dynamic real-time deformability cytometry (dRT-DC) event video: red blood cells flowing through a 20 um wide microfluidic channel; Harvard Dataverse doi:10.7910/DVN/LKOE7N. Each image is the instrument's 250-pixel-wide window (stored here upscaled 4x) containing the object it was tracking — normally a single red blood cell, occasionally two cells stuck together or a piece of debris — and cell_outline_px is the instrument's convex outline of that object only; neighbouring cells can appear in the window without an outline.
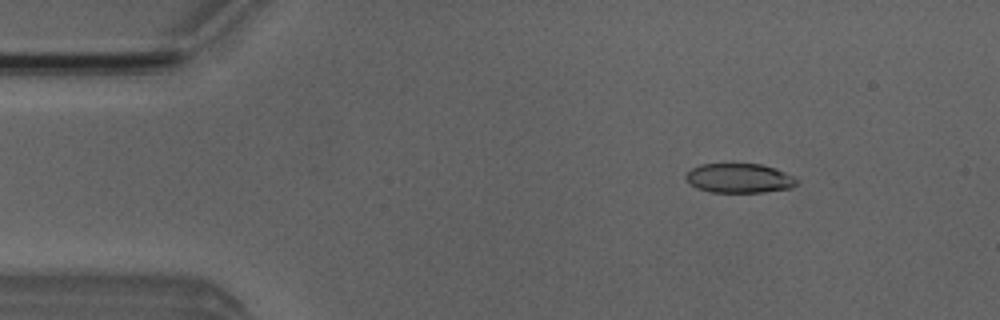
{"species": "Egyptian fruit bat (a non-hibernating species)", "species_latin": "Rousettus aegyptiacus", "temperature_condition": "room temperature", "stored_images_in_passage": 45, "camera_frame_rate_fps": 3000, "um_per_image_px": 0.085, "animal": {"sex": "male"}, "frame": {"image": 1, "passage_image": 6, "time_ms": 1.667, "image_size_px": [1000, 320], "cell_outline_px": [[800, 180], [792, 188], [764, 192], [712, 192], [696, 188], [684, 180], [684, 176], [692, 168], [700, 164], [732, 160], [760, 164], [776, 168]], "centroid_in_image_um": [62.79, 15.09], "position_along_channel_um": 22.2, "area_um2": 20.0}}
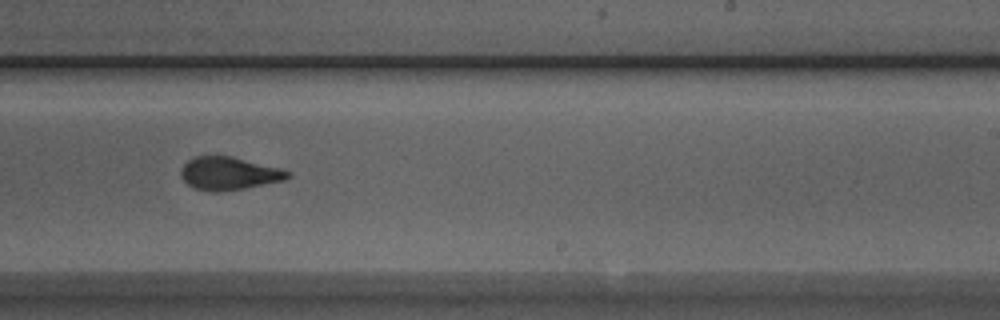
{"frame": {"image": 2, "passage_image": 30, "time_ms": 9.667, "image_size_px": [1000, 320], "cell_outline_px": [[292, 176], [284, 180], [244, 188], [220, 192], [212, 192], [196, 188], [188, 184], [180, 176], [180, 172], [184, 164], [188, 160], [196, 156], [232, 156], [280, 168], [292, 172]], "centroid_in_image_um": [19.47, 14.74], "position_along_channel_um": 269.5, "area_um2": 20.46}}
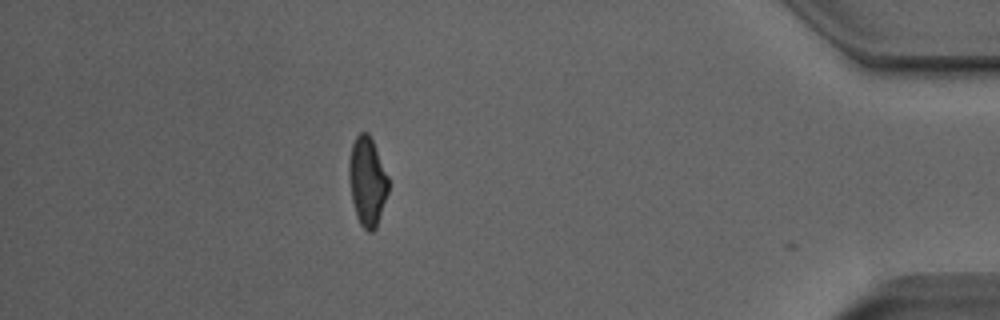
{"frame": {"image": 3, "passage_image": 44, "time_ms": 14.333, "image_size_px": [1000, 320], "cell_outline_px": [[388, 192], [376, 228], [372, 232], [368, 232], [360, 224], [356, 216], [352, 200], [348, 172], [348, 168], [352, 144], [356, 136], [360, 132], [368, 132], [372, 140], [388, 176]], "centroid_in_image_um": [31.21, 15.43], "position_along_channel_um": 404.0, "area_um2": 20.23}, "authors_computed_cell_mechanics": {"area_um2": 20.519, "velocity_mm_per_s": 3.9901, "shape_relaxation_time_tau1_ms": 6.5931, "shape_relaxation_time_tau2_ms": 1.1861, "deformation_change_tau1": 0.1897, "deformation_change_tau2": 0.0817}}